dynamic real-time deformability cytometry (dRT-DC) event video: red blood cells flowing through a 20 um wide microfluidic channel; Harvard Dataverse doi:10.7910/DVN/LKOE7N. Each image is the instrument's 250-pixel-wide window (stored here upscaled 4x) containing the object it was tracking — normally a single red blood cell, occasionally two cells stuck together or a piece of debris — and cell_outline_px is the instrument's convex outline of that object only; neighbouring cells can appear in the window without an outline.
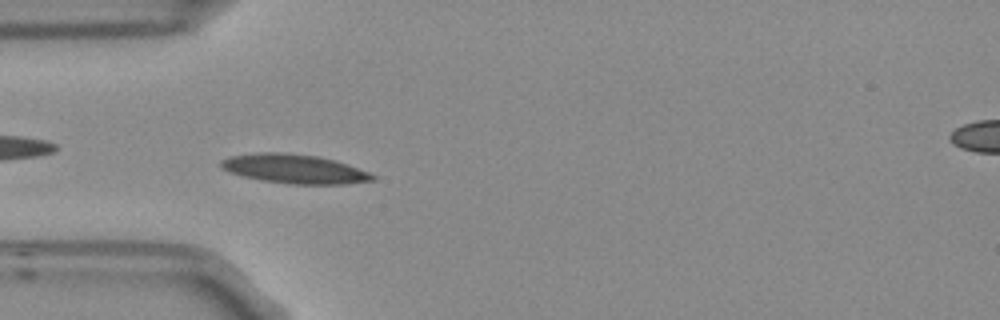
{"species": "Egyptian fruit bat (a non-hibernating species)", "species_latin": "Rousettus aegyptiacus", "temperature_condition": "room temperature", "stored_images_in_passage": 9, "camera_frame_rate_fps": 3000, "um_per_image_px": 0.085, "frame": {"image": 1, "passage_image": 3, "time_ms": 0.667, "image_size_px": [1000, 320], "cell_outline_px": [[376, 180], [348, 184], [288, 184], [260, 180], [228, 172], [220, 168], [220, 160], [228, 156], [260, 152], [280, 152], [316, 156], [336, 160], [348, 164], [368, 172], [376, 176]], "centroid_in_image_um": [25.0, 14.36], "position_along_channel_um": 60.0, "area_um2": 25.95}}
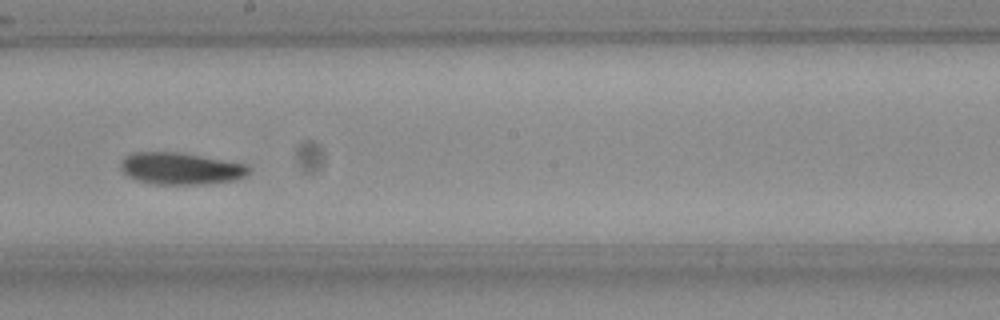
{"frame": {"image": 2, "passage_image": 7, "time_ms": 2.0, "image_size_px": [1000, 320], "cell_outline_px": [[252, 168], [244, 176], [236, 180], [204, 184], [152, 184], [136, 180], [128, 176], [120, 168], [120, 160], [124, 156], [132, 152], [176, 152], [248, 164]], "centroid_in_image_um": [15.33, 14.32], "position_along_channel_um": 232.9, "area_um2": 23.93}}
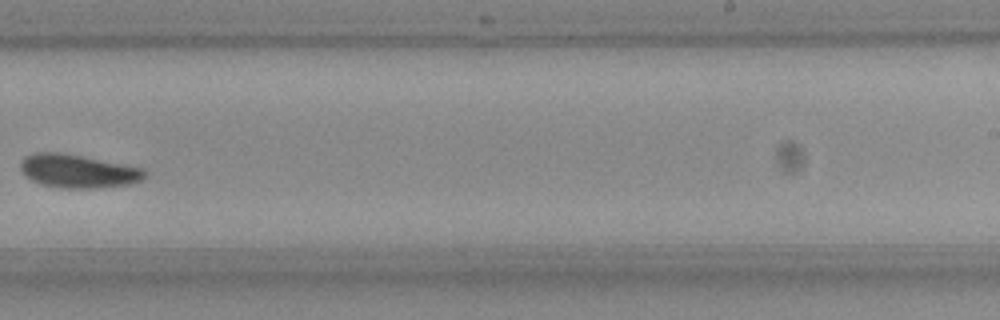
{"frame": {"image": 3, "passage_image": 8, "time_ms": 2.333, "image_size_px": [1000, 320], "cell_outline_px": [[148, 176], [144, 180], [128, 184], [92, 188], [64, 188], [44, 184], [32, 180], [24, 176], [20, 168], [20, 164], [24, 156], [36, 152], [60, 152], [144, 168], [148, 172]], "centroid_in_image_um": [6.65, 14.54], "position_along_channel_um": 282.4, "area_um2": 24.16}}